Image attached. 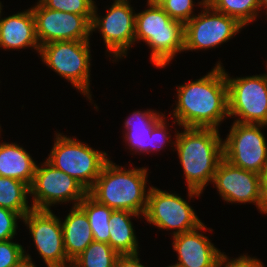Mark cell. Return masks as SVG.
<instances>
[{"label":"cell","instance_id":"4fadbf2b","mask_svg":"<svg viewBox=\"0 0 267 267\" xmlns=\"http://www.w3.org/2000/svg\"><path fill=\"white\" fill-rule=\"evenodd\" d=\"M129 0H114L105 17H98L96 5H94L91 21V32L100 29L107 51L112 52L113 57L122 58L135 42L136 13L133 12ZM134 13V14H133ZM122 56V57H121Z\"/></svg>","mask_w":267,"mask_h":267},{"label":"cell","instance_id":"9a60e30c","mask_svg":"<svg viewBox=\"0 0 267 267\" xmlns=\"http://www.w3.org/2000/svg\"><path fill=\"white\" fill-rule=\"evenodd\" d=\"M213 183L223 200L254 203L261 210L260 174L236 167L223 158L215 171Z\"/></svg>","mask_w":267,"mask_h":267},{"label":"cell","instance_id":"1f68e13d","mask_svg":"<svg viewBox=\"0 0 267 267\" xmlns=\"http://www.w3.org/2000/svg\"><path fill=\"white\" fill-rule=\"evenodd\" d=\"M115 267H145V266L140 263V258H138V253H136V254L119 255Z\"/></svg>","mask_w":267,"mask_h":267},{"label":"cell","instance_id":"3957f363","mask_svg":"<svg viewBox=\"0 0 267 267\" xmlns=\"http://www.w3.org/2000/svg\"><path fill=\"white\" fill-rule=\"evenodd\" d=\"M124 169L108 160L88 194L113 210H127L143 216L149 194L145 189L147 169Z\"/></svg>","mask_w":267,"mask_h":267},{"label":"cell","instance_id":"4dcf8cb0","mask_svg":"<svg viewBox=\"0 0 267 267\" xmlns=\"http://www.w3.org/2000/svg\"><path fill=\"white\" fill-rule=\"evenodd\" d=\"M255 257H250V256H240L236 259H231L229 260L227 255H224L216 264L215 267H264L262 262L258 259H254ZM225 263V264H224Z\"/></svg>","mask_w":267,"mask_h":267},{"label":"cell","instance_id":"d4e9b609","mask_svg":"<svg viewBox=\"0 0 267 267\" xmlns=\"http://www.w3.org/2000/svg\"><path fill=\"white\" fill-rule=\"evenodd\" d=\"M213 9L237 19L243 26L257 18L260 0H211Z\"/></svg>","mask_w":267,"mask_h":267},{"label":"cell","instance_id":"7a4b0ae2","mask_svg":"<svg viewBox=\"0 0 267 267\" xmlns=\"http://www.w3.org/2000/svg\"><path fill=\"white\" fill-rule=\"evenodd\" d=\"M173 143L183 167L190 198L200 196L208 182H213L215 171L224 158L223 141L219 130L187 128L176 133Z\"/></svg>","mask_w":267,"mask_h":267},{"label":"cell","instance_id":"7402d4cb","mask_svg":"<svg viewBox=\"0 0 267 267\" xmlns=\"http://www.w3.org/2000/svg\"><path fill=\"white\" fill-rule=\"evenodd\" d=\"M29 186L17 179L0 176V207L18 213L22 218L33 208L26 199Z\"/></svg>","mask_w":267,"mask_h":267},{"label":"cell","instance_id":"ffe728a7","mask_svg":"<svg viewBox=\"0 0 267 267\" xmlns=\"http://www.w3.org/2000/svg\"><path fill=\"white\" fill-rule=\"evenodd\" d=\"M165 117L164 114L147 110L144 112L136 111L132 113L124 122L125 137L128 146L135 152L151 151L152 129Z\"/></svg>","mask_w":267,"mask_h":267},{"label":"cell","instance_id":"7c38bea8","mask_svg":"<svg viewBox=\"0 0 267 267\" xmlns=\"http://www.w3.org/2000/svg\"><path fill=\"white\" fill-rule=\"evenodd\" d=\"M31 9L40 46L54 41L90 40L93 15H79L48 9L40 1Z\"/></svg>","mask_w":267,"mask_h":267},{"label":"cell","instance_id":"836d02e7","mask_svg":"<svg viewBox=\"0 0 267 267\" xmlns=\"http://www.w3.org/2000/svg\"><path fill=\"white\" fill-rule=\"evenodd\" d=\"M30 257L31 256L26 253L25 260L21 262L19 265H17L16 267H36Z\"/></svg>","mask_w":267,"mask_h":267},{"label":"cell","instance_id":"d6a6232c","mask_svg":"<svg viewBox=\"0 0 267 267\" xmlns=\"http://www.w3.org/2000/svg\"><path fill=\"white\" fill-rule=\"evenodd\" d=\"M261 213L267 214V168L261 174Z\"/></svg>","mask_w":267,"mask_h":267},{"label":"cell","instance_id":"6da1fadb","mask_svg":"<svg viewBox=\"0 0 267 267\" xmlns=\"http://www.w3.org/2000/svg\"><path fill=\"white\" fill-rule=\"evenodd\" d=\"M174 123L187 128L218 130L228 114V86L220 62L207 75L177 87Z\"/></svg>","mask_w":267,"mask_h":267},{"label":"cell","instance_id":"ba28073f","mask_svg":"<svg viewBox=\"0 0 267 267\" xmlns=\"http://www.w3.org/2000/svg\"><path fill=\"white\" fill-rule=\"evenodd\" d=\"M263 124L233 123L223 141V156L232 165L262 174L267 168V143Z\"/></svg>","mask_w":267,"mask_h":267},{"label":"cell","instance_id":"5b68a950","mask_svg":"<svg viewBox=\"0 0 267 267\" xmlns=\"http://www.w3.org/2000/svg\"><path fill=\"white\" fill-rule=\"evenodd\" d=\"M108 154L97 151L75 138L56 134L47 162L75 178L88 191L100 175Z\"/></svg>","mask_w":267,"mask_h":267},{"label":"cell","instance_id":"44dd1931","mask_svg":"<svg viewBox=\"0 0 267 267\" xmlns=\"http://www.w3.org/2000/svg\"><path fill=\"white\" fill-rule=\"evenodd\" d=\"M131 216L139 218V214L127 210H113L109 220V245L119 254L139 253Z\"/></svg>","mask_w":267,"mask_h":267},{"label":"cell","instance_id":"8fae6325","mask_svg":"<svg viewBox=\"0 0 267 267\" xmlns=\"http://www.w3.org/2000/svg\"><path fill=\"white\" fill-rule=\"evenodd\" d=\"M143 216L160 229H177L173 236L195 230L203 224L186 200L155 187L149 188Z\"/></svg>","mask_w":267,"mask_h":267},{"label":"cell","instance_id":"f546056e","mask_svg":"<svg viewBox=\"0 0 267 267\" xmlns=\"http://www.w3.org/2000/svg\"><path fill=\"white\" fill-rule=\"evenodd\" d=\"M165 117L152 129L151 133V152L160 151L166 142H170L171 135H168L167 123L165 122ZM170 136V137H169ZM169 138V140H168Z\"/></svg>","mask_w":267,"mask_h":267},{"label":"cell","instance_id":"4316f807","mask_svg":"<svg viewBox=\"0 0 267 267\" xmlns=\"http://www.w3.org/2000/svg\"><path fill=\"white\" fill-rule=\"evenodd\" d=\"M161 7L173 19L183 24L191 20L193 14V0H166Z\"/></svg>","mask_w":267,"mask_h":267},{"label":"cell","instance_id":"d6986e66","mask_svg":"<svg viewBox=\"0 0 267 267\" xmlns=\"http://www.w3.org/2000/svg\"><path fill=\"white\" fill-rule=\"evenodd\" d=\"M36 166L30 154L18 144H0V176L20 180L30 187Z\"/></svg>","mask_w":267,"mask_h":267},{"label":"cell","instance_id":"e575fe53","mask_svg":"<svg viewBox=\"0 0 267 267\" xmlns=\"http://www.w3.org/2000/svg\"><path fill=\"white\" fill-rule=\"evenodd\" d=\"M166 0H148V5L161 6Z\"/></svg>","mask_w":267,"mask_h":267},{"label":"cell","instance_id":"f1b7e54d","mask_svg":"<svg viewBox=\"0 0 267 267\" xmlns=\"http://www.w3.org/2000/svg\"><path fill=\"white\" fill-rule=\"evenodd\" d=\"M23 219L18 213L0 207V241H8L16 234L17 220Z\"/></svg>","mask_w":267,"mask_h":267},{"label":"cell","instance_id":"83f0119b","mask_svg":"<svg viewBox=\"0 0 267 267\" xmlns=\"http://www.w3.org/2000/svg\"><path fill=\"white\" fill-rule=\"evenodd\" d=\"M22 245L11 240L0 241V267H16L25 260Z\"/></svg>","mask_w":267,"mask_h":267},{"label":"cell","instance_id":"9c48e42d","mask_svg":"<svg viewBox=\"0 0 267 267\" xmlns=\"http://www.w3.org/2000/svg\"><path fill=\"white\" fill-rule=\"evenodd\" d=\"M36 166L30 188L33 196V209L50 210L52 204L74 201L73 206L88 194V191L75 178L54 168L47 161ZM44 167V168H43Z\"/></svg>","mask_w":267,"mask_h":267},{"label":"cell","instance_id":"603a6c76","mask_svg":"<svg viewBox=\"0 0 267 267\" xmlns=\"http://www.w3.org/2000/svg\"><path fill=\"white\" fill-rule=\"evenodd\" d=\"M78 206L88 218L94 241L109 244V220L113 209L97 202L89 194L79 202Z\"/></svg>","mask_w":267,"mask_h":267},{"label":"cell","instance_id":"484cf974","mask_svg":"<svg viewBox=\"0 0 267 267\" xmlns=\"http://www.w3.org/2000/svg\"><path fill=\"white\" fill-rule=\"evenodd\" d=\"M48 9L79 14L93 15V0H39Z\"/></svg>","mask_w":267,"mask_h":267},{"label":"cell","instance_id":"277c9868","mask_svg":"<svg viewBox=\"0 0 267 267\" xmlns=\"http://www.w3.org/2000/svg\"><path fill=\"white\" fill-rule=\"evenodd\" d=\"M148 6L136 13L135 41H145L152 50V63L163 68L178 52H184V24L173 20L161 6Z\"/></svg>","mask_w":267,"mask_h":267},{"label":"cell","instance_id":"8d00e7d4","mask_svg":"<svg viewBox=\"0 0 267 267\" xmlns=\"http://www.w3.org/2000/svg\"><path fill=\"white\" fill-rule=\"evenodd\" d=\"M211 0H202L199 2V5H201V7L204 5V4H208Z\"/></svg>","mask_w":267,"mask_h":267},{"label":"cell","instance_id":"2e32d148","mask_svg":"<svg viewBox=\"0 0 267 267\" xmlns=\"http://www.w3.org/2000/svg\"><path fill=\"white\" fill-rule=\"evenodd\" d=\"M206 230L204 223L197 229L173 236V249L178 263L172 267H215L225 255L210 242L208 236L199 233Z\"/></svg>","mask_w":267,"mask_h":267},{"label":"cell","instance_id":"5bb4252c","mask_svg":"<svg viewBox=\"0 0 267 267\" xmlns=\"http://www.w3.org/2000/svg\"><path fill=\"white\" fill-rule=\"evenodd\" d=\"M22 220L29 227L36 249L47 267H71L72 261L64 249L60 218L51 210L32 209Z\"/></svg>","mask_w":267,"mask_h":267},{"label":"cell","instance_id":"ac0fdd59","mask_svg":"<svg viewBox=\"0 0 267 267\" xmlns=\"http://www.w3.org/2000/svg\"><path fill=\"white\" fill-rule=\"evenodd\" d=\"M61 225L64 249L67 257L73 261L94 241L93 233L85 212L78 205L72 207Z\"/></svg>","mask_w":267,"mask_h":267},{"label":"cell","instance_id":"74e56055","mask_svg":"<svg viewBox=\"0 0 267 267\" xmlns=\"http://www.w3.org/2000/svg\"><path fill=\"white\" fill-rule=\"evenodd\" d=\"M1 10H2V4H1V2H0V22H1V20H2V18H1Z\"/></svg>","mask_w":267,"mask_h":267},{"label":"cell","instance_id":"8992f818","mask_svg":"<svg viewBox=\"0 0 267 267\" xmlns=\"http://www.w3.org/2000/svg\"><path fill=\"white\" fill-rule=\"evenodd\" d=\"M90 42L54 41L40 46L42 61L61 77L70 81L89 100L90 94Z\"/></svg>","mask_w":267,"mask_h":267},{"label":"cell","instance_id":"e0dca14e","mask_svg":"<svg viewBox=\"0 0 267 267\" xmlns=\"http://www.w3.org/2000/svg\"><path fill=\"white\" fill-rule=\"evenodd\" d=\"M0 47L23 49L33 47L40 52L32 9L5 17L0 22Z\"/></svg>","mask_w":267,"mask_h":267},{"label":"cell","instance_id":"cb8c5ba5","mask_svg":"<svg viewBox=\"0 0 267 267\" xmlns=\"http://www.w3.org/2000/svg\"><path fill=\"white\" fill-rule=\"evenodd\" d=\"M118 257L109 244L93 241L72 261L71 267H115Z\"/></svg>","mask_w":267,"mask_h":267},{"label":"cell","instance_id":"52a82bcc","mask_svg":"<svg viewBox=\"0 0 267 267\" xmlns=\"http://www.w3.org/2000/svg\"><path fill=\"white\" fill-rule=\"evenodd\" d=\"M228 86L229 117L235 122L267 125V74L230 78L225 72Z\"/></svg>","mask_w":267,"mask_h":267},{"label":"cell","instance_id":"30bf717a","mask_svg":"<svg viewBox=\"0 0 267 267\" xmlns=\"http://www.w3.org/2000/svg\"><path fill=\"white\" fill-rule=\"evenodd\" d=\"M203 7L202 13L184 24V51L217 47L244 27L237 19L216 11L209 4Z\"/></svg>","mask_w":267,"mask_h":267},{"label":"cell","instance_id":"d590c367","mask_svg":"<svg viewBox=\"0 0 267 267\" xmlns=\"http://www.w3.org/2000/svg\"><path fill=\"white\" fill-rule=\"evenodd\" d=\"M261 7H264L267 9V0H260V9ZM266 15H267V10H266Z\"/></svg>","mask_w":267,"mask_h":267}]
</instances>
